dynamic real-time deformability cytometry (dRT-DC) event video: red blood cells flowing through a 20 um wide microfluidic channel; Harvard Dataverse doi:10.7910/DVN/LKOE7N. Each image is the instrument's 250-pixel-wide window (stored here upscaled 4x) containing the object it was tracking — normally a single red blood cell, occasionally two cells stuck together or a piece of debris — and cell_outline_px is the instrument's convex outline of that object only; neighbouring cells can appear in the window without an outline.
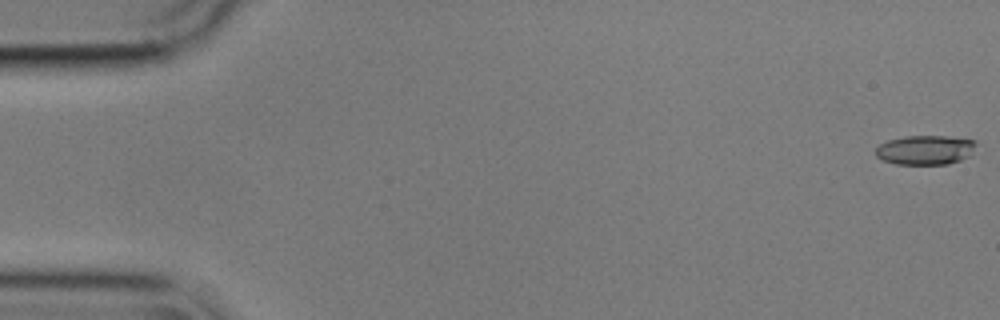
{"species": "common noctule bat (a hibernating species)", "species_latin": "Nyctalus noctula", "temperature_condition": "cold", "stored_images_in_passage": 56, "camera_frame_rate_fps": 3000, "um_per_image_px": 0.085, "animal": {"sex": "male", "body_mass_g": 17.9}, "frame": {"image": 1, "passage_image": 1, "time_ms": 0.0, "image_size_px": [1000, 320], "cell_outline_px": [[976, 144], [968, 156], [960, 160], [948, 164], [896, 164], [884, 160], [876, 156], [876, 148], [880, 144], [888, 140], [904, 136], [944, 136], [976, 140]], "centroid_in_image_um": [78.63, 12.74], "position_along_channel_um": 6.4, "area_um2": 17.05}}
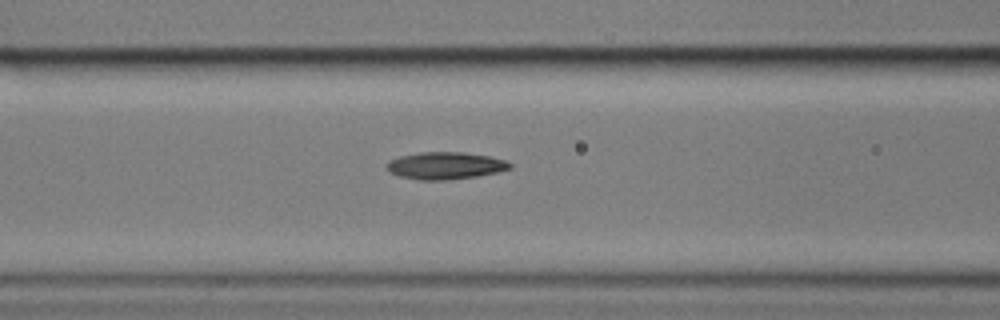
{"frame": {"image": 2, "passage_image": 23, "time_ms": 7.333, "image_size_px": [1000, 320], "cell_outline_px": [[512, 168], [496, 172], [476, 176], [448, 180], [420, 180], [400, 176], [388, 172], [388, 160], [400, 156], [420, 152], [464, 152], [488, 156], [504, 160], [512, 164]], "centroid_in_image_um": [37.84, 14.08], "position_along_channel_um": 128.8, "area_um2": 19.42}}
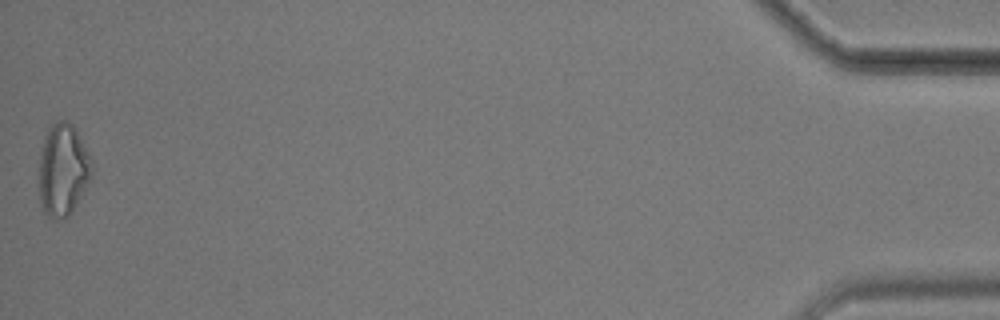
{"frame": {"image": 3, "passage_image": 56, "time_ms": 18.333, "image_size_px": [1000, 320], "cell_outline_px": [[92, 176], [72, 212], [68, 216], [56, 220], [48, 216], [44, 212], [40, 200], [40, 156], [44, 136], [48, 128], [56, 120], [68, 120], [72, 124], [88, 152], [92, 160]], "centroid_in_image_um": [5.36, 14.43], "position_along_channel_um": 429.8, "area_um2": 28.26}, "authors_computed_cell_mechanics": {"area_um2": 19.1896, "velocity_mm_per_s": 3.5975, "shape_relaxation_time_tau1_ms": 2.9901, "shape_relaxation_time_tau2_ms": 9.1853, "deformation_change_tau1": 0.1235, "deformation_change_tau2": 0.1987}}